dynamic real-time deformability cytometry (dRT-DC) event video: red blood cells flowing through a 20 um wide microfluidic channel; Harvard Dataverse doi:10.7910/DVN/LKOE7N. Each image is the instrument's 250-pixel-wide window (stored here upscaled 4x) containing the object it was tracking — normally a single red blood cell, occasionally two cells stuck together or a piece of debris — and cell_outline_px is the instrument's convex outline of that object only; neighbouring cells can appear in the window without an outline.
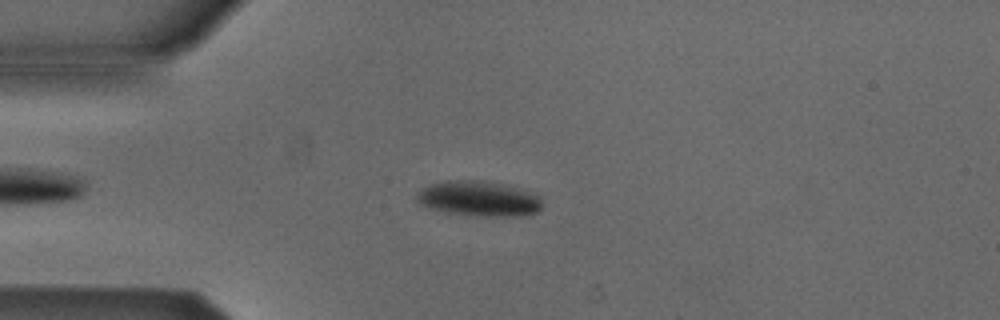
{"species": "Egyptian fruit bat (a non-hibernating species)", "species_latin": "Rousettus aegyptiacus", "temperature_condition": "cold", "stored_images_in_passage": 50, "camera_frame_rate_fps": 3000, "um_per_image_px": 0.085, "animal": {"sex": "male"}, "frame": {"image": 1, "passage_image": 10, "time_ms": 3.0, "image_size_px": [1000, 320], "cell_outline_px": [[540, 212], [532, 216], [476, 216], [444, 212], [420, 204], [416, 200], [416, 196], [420, 188], [428, 184], [448, 180], [488, 180], [536, 192], [540, 196]], "centroid_in_image_um": [40.74, 16.88], "position_along_channel_um": 44.3, "area_um2": 26.41}}
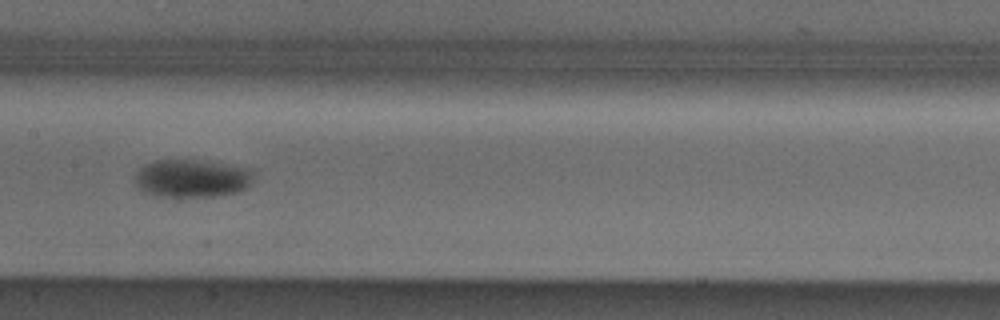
{"frame": {"image": 2, "passage_image": 23, "time_ms": 7.333, "image_size_px": [1000, 320], "cell_outline_px": [[252, 184], [248, 188], [240, 192], [216, 196], [156, 196], [136, 188], [136, 172], [144, 164], [152, 160], [196, 160], [248, 168], [252, 172]], "centroid_in_image_um": [16.3, 15.17], "position_along_channel_um": 191.1, "area_um2": 26.24}}
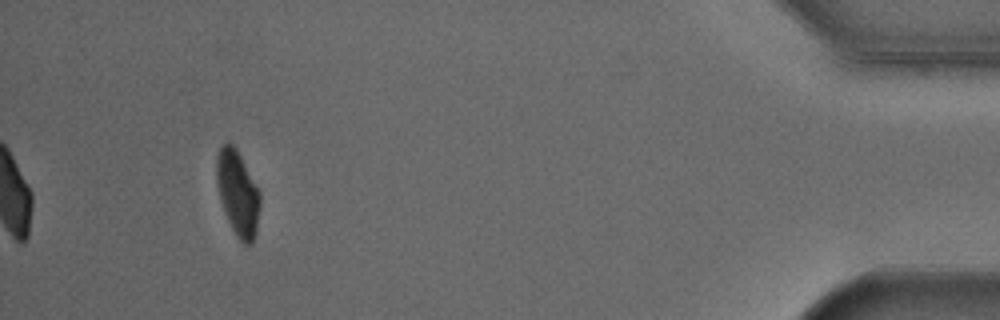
{"frame": {"image": 3, "passage_image": 46, "time_ms": 15.0, "image_size_px": [1000, 320], "cell_outline_px": [[260, 204], [256, 232], [252, 244], [244, 244], [236, 236], [224, 212], [220, 200], [216, 180], [216, 156], [220, 148], [228, 140], [236, 148], [260, 192]], "centroid_in_image_um": [20.19, 16.41], "position_along_channel_um": 415.0, "area_um2": 21.5}, "authors_computed_cell_mechanics": {"area_um2": 24.3049, "velocity_mm_per_s": 3.846, "shape_relaxation_time_tau1_ms": 2.749, "shape_relaxation_time_tau2_ms": null, "deformation_change_tau1": 0.0941, "deformation_change_tau2": null}}